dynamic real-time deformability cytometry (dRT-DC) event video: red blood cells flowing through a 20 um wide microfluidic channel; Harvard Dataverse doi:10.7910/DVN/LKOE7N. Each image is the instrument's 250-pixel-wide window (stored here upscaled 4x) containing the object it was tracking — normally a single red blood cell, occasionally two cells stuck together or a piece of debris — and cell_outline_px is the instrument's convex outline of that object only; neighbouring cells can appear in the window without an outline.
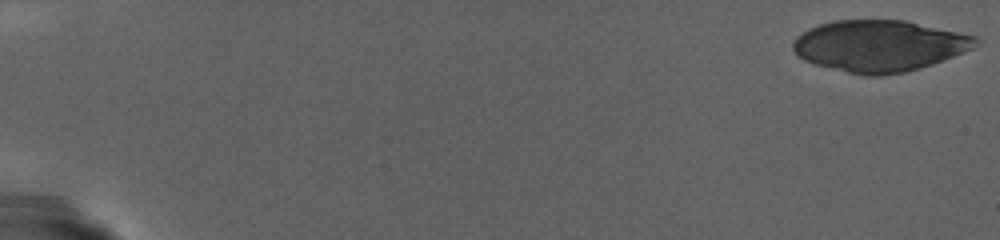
{"species": "human", "species_latin": "Homo sapiens", "temperature_condition": "warm", "stored_images_in_passage": 36, "camera_frame_rate_fps": 3000, "um_per_image_px": 0.085, "donor": {"sex": "female"}, "frame": {"image": 1, "passage_image": 1, "time_ms": 0.0, "image_size_px": [1000, 240], "cell_outline_px": [[984, 40], [972, 48], [964, 52], [932, 64], [920, 68], [904, 72], [880, 76], [864, 76], [816, 64], [804, 60], [796, 56], [792, 48], [792, 40], [796, 36], [808, 28], [820, 24], [836, 20], [904, 20], [976, 36]], "centroid_in_image_um": [74.73, 3.89], "position_along_channel_um": 10.3, "area_um2": 54.79}}
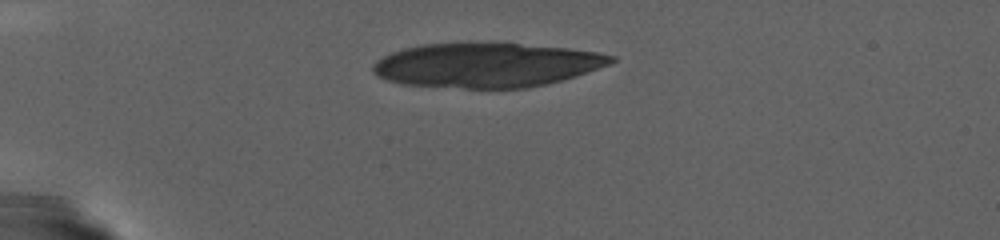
{"frame": {"image": 2, "passage_image": 25, "time_ms": 8.0, "image_size_px": [1000, 240], "cell_outline_px": [[616, 60], [612, 64], [576, 76], [544, 84], [524, 88], [464, 88], [404, 84], [388, 80], [376, 76], [372, 72], [372, 64], [376, 60], [392, 52], [404, 48], [420, 44], [464, 40], [520, 44], [568, 48], [596, 52], [616, 56]], "centroid_in_image_um": [41.32, 5.49], "position_along_channel_um": 43.7, "area_um2": 62.6}}